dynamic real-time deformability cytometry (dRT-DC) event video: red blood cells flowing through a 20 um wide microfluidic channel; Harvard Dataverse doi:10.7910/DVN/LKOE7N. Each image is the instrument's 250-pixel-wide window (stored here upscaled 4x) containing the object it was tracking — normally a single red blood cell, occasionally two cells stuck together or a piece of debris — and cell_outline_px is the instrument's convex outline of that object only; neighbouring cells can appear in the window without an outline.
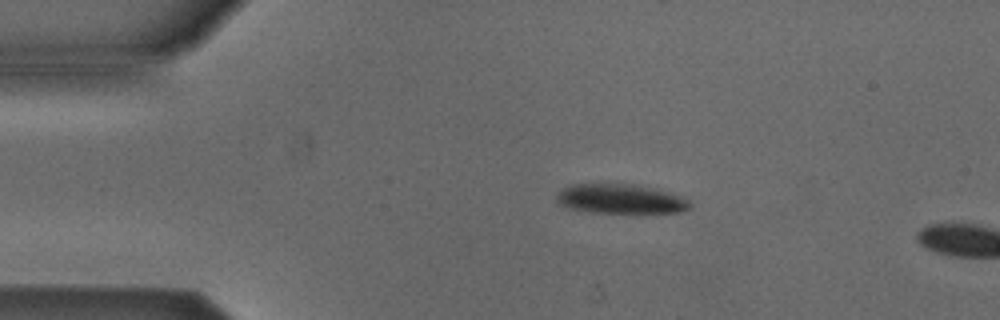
{"species": "Egyptian fruit bat (a non-hibernating species)", "species_latin": "Rousettus aegyptiacus", "temperature_condition": "cold", "stored_images_in_passage": 3, "camera_frame_rate_fps": 3000, "um_per_image_px": 0.085, "animal": {"sex": "male"}, "frame": {"image": 1, "passage_image": 2, "time_ms": 1.0, "image_size_px": [1000, 320], "cell_outline_px": [[692, 208], [680, 212], [592, 212], [572, 208], [560, 204], [556, 200], [556, 196], [564, 188], [572, 184], [632, 184], [656, 188], [680, 196], [688, 200], [692, 204]], "centroid_in_image_um": [52.79, 16.9], "position_along_channel_um": 32.2, "area_um2": 22.6}}